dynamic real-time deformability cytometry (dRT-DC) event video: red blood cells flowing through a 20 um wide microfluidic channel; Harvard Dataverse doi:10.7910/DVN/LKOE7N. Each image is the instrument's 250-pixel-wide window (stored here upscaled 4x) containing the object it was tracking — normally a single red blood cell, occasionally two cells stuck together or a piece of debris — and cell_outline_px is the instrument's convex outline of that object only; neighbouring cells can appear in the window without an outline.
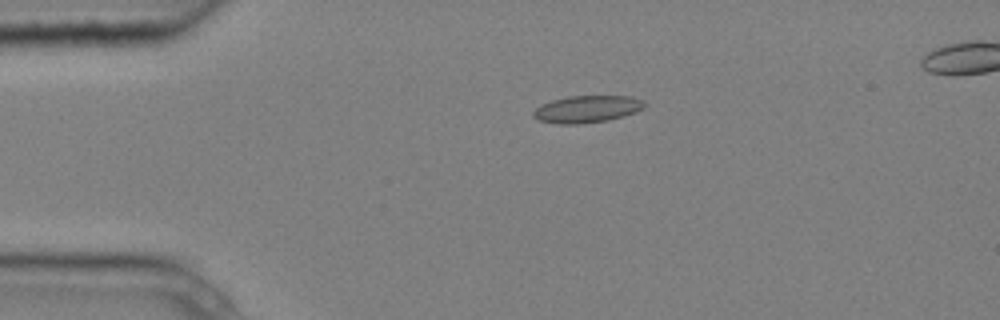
{"species": "common noctule bat (a hibernating species)", "species_latin": "Nyctalus noctula", "temperature_condition": "cold", "stored_images_in_passage": 6, "camera_frame_rate_fps": 3000, "um_per_image_px": 0.085, "animal": {"sex": "male", "body_mass_g": 20.4}, "frame": {"image": 1, "passage_image": 4, "time_ms": 1.0, "image_size_px": [1000, 320], "cell_outline_px": [[644, 108], [636, 112], [624, 116], [608, 120], [580, 124], [560, 124], [540, 120], [532, 116], [532, 112], [540, 104], [552, 100], [568, 96], [632, 96], [644, 100]], "centroid_in_image_um": [49.9, 9.27], "position_along_channel_um": 35.1, "area_um2": 17.63}}